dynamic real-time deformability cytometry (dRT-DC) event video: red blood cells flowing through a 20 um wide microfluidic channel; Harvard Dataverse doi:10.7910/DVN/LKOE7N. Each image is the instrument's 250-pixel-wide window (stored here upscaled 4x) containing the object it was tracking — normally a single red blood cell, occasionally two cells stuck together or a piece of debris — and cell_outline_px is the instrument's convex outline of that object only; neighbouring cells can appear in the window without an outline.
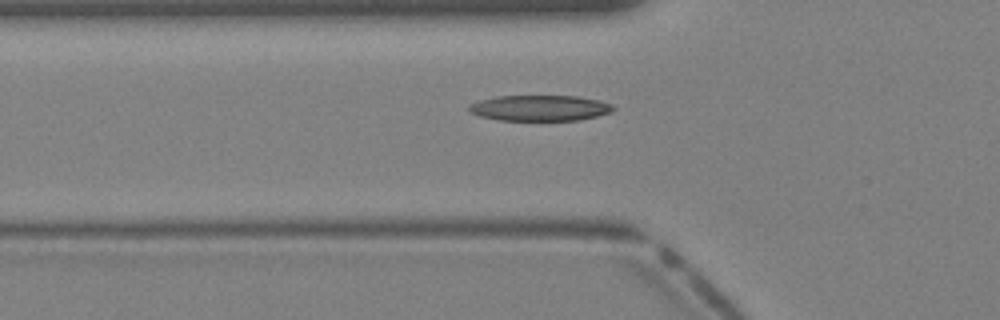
{"species": "Egyptian fruit bat (a non-hibernating species)", "species_latin": "Rousettus aegyptiacus", "temperature_condition": "warm", "stored_images_in_passage": 28, "camera_frame_rate_fps": 3000, "um_per_image_px": 0.085, "animal": {"sex": "female"}, "frame": {"image": 1, "passage_image": 2, "time_ms": 0.333, "image_size_px": [1000, 320], "cell_outline_px": [[616, 108], [608, 112], [596, 116], [580, 120], [496, 120], [480, 116], [468, 112], [468, 104], [480, 100], [496, 96], [576, 96], [600, 100], [612, 104]], "centroid_in_image_um": [45.84, 9.18], "position_along_channel_um": 80.0, "area_um2": 21.68}}
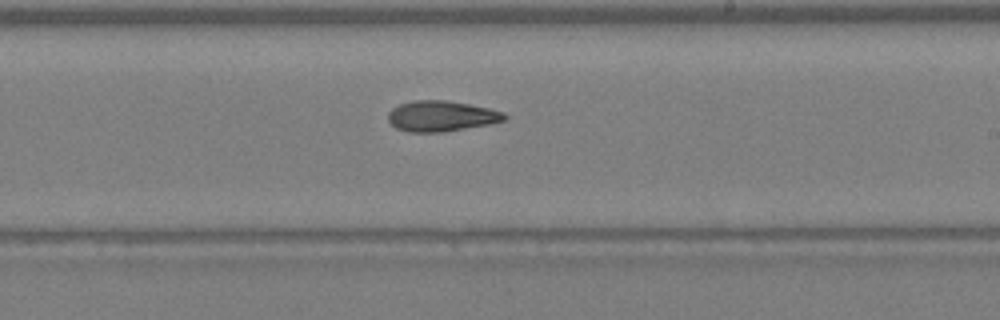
{"frame": {"image": 2, "passage_image": 12, "time_ms": 3.667, "image_size_px": [1000, 320], "cell_outline_px": [[508, 120], [488, 124], [444, 132], [408, 132], [396, 128], [388, 120], [388, 112], [392, 108], [400, 104], [412, 100], [444, 100], [468, 104], [488, 108], [504, 112], [508, 116]], "centroid_in_image_um": [37.51, 9.87], "position_along_channel_um": 251.5, "area_um2": 20.81}}
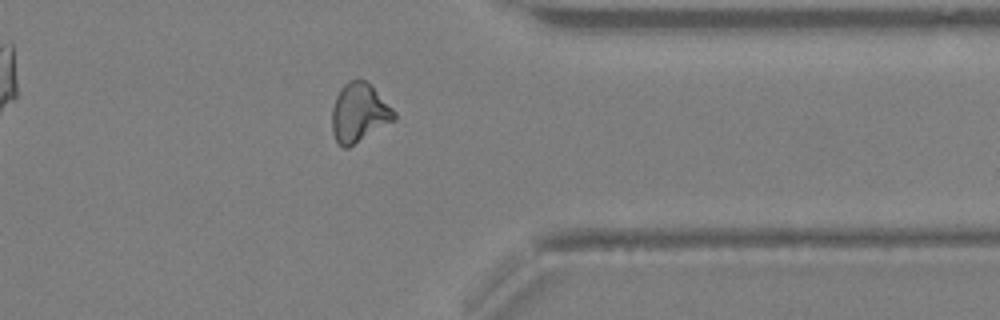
{"frame": {"image": 3, "passage_image": 20, "time_ms": 6.333, "image_size_px": [1000, 320], "cell_outline_px": [[396, 120], [348, 148], [344, 148], [336, 140], [332, 132], [332, 108], [336, 96], [340, 88], [348, 80], [364, 80], [372, 84], [396, 112]], "centroid_in_image_um": [30.54, 9.57], "position_along_channel_um": 380.9, "area_um2": 21.56}}